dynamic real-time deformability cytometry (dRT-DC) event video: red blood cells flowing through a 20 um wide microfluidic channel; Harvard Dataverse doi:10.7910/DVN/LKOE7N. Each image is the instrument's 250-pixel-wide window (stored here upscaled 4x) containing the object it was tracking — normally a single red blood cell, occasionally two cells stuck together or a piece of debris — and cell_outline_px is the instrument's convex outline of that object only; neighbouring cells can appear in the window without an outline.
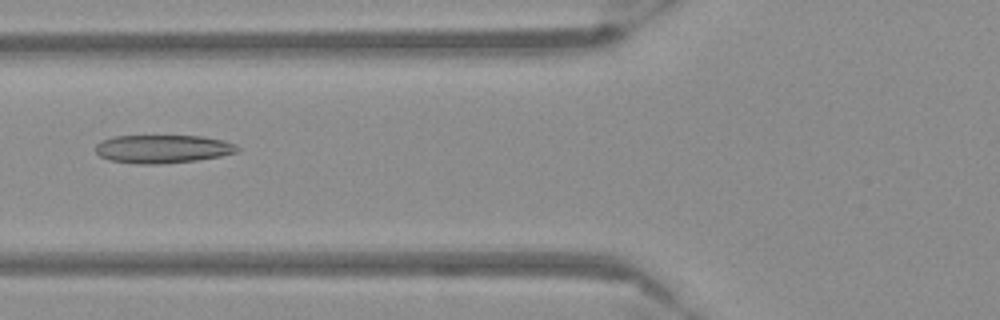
{"species": "Egyptian fruit bat (a non-hibernating species)", "species_latin": "Rousettus aegyptiacus", "temperature_condition": "warm", "stored_images_in_passage": 53, "camera_frame_rate_fps": 3000, "um_per_image_px": 0.085, "frame": {"image": 1, "passage_image": 21, "time_ms": 6.667, "image_size_px": [1000, 320], "cell_outline_px": [[240, 148], [236, 152], [220, 156], [196, 160], [160, 164], [140, 164], [108, 160], [100, 156], [96, 152], [96, 144], [100, 140], [112, 136], [204, 136], [224, 140], [236, 144]], "centroid_in_image_um": [13.82, 12.65], "position_along_channel_um": 112.0, "area_um2": 23.47}}
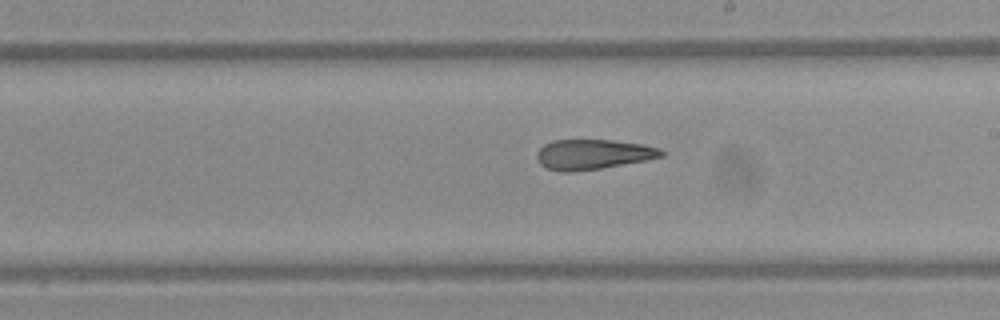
{"frame": {"image": 2, "passage_image": 31, "time_ms": 10.0, "image_size_px": [1000, 320], "cell_outline_px": [[664, 156], [648, 160], [600, 168], [572, 172], [560, 172], [548, 168], [540, 164], [536, 156], [536, 152], [544, 144], [552, 140], [612, 140], [644, 144], [660, 148], [664, 152]], "centroid_in_image_um": [50.41, 13.12], "position_along_channel_um": 238.6, "area_um2": 21.91}}
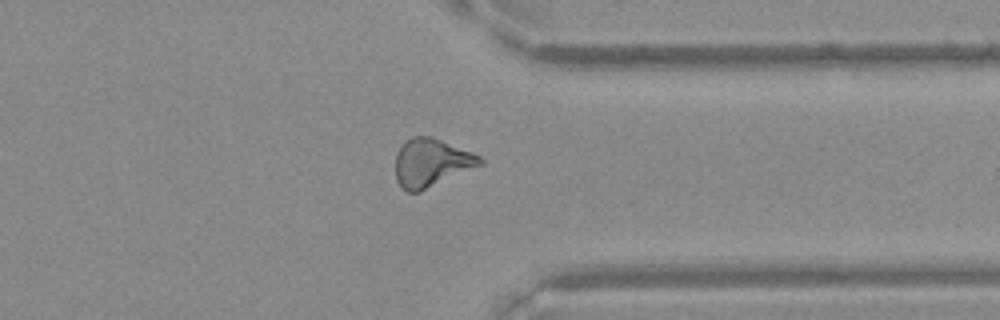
{"frame": {"image": 3, "passage_image": 42, "time_ms": 13.667, "image_size_px": [1000, 320], "cell_outline_px": [[484, 164], [420, 192], [408, 192], [400, 188], [396, 180], [396, 152], [404, 140], [412, 136], [432, 136], [472, 152], [480, 156], [484, 160]], "centroid_in_image_um": [36.65, 13.83], "position_along_channel_um": 374.8, "area_um2": 24.1}}